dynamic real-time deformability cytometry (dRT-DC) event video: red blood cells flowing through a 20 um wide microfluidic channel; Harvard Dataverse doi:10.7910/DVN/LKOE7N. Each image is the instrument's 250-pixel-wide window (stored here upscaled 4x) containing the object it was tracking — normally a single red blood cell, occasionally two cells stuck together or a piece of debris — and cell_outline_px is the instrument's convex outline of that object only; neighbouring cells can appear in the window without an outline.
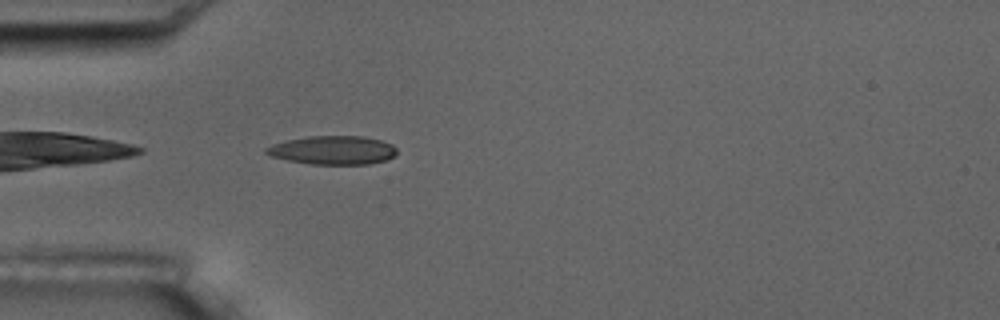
{"species": "common noctule bat (a hibernating species)", "species_latin": "Nyctalus noctula", "temperature_condition": "room temperature", "stored_images_in_passage": 5, "camera_frame_rate_fps": 3000, "um_per_image_px": 0.085, "animal": {"sex": "male", "body_mass_g": 17.5, "forearm_length_mm": 52.3}, "frame": {"image": 1, "passage_image": 5, "time_ms": 5.333, "image_size_px": [1000, 320], "cell_outline_px": [[396, 156], [384, 160], [368, 164], [312, 164], [288, 160], [272, 156], [264, 152], [264, 148], [272, 144], [288, 140], [308, 136], [364, 136], [380, 140], [392, 144], [396, 148]], "centroid_in_image_um": [28.3, 12.76], "position_along_channel_um": 56.7, "area_um2": 21.73}}